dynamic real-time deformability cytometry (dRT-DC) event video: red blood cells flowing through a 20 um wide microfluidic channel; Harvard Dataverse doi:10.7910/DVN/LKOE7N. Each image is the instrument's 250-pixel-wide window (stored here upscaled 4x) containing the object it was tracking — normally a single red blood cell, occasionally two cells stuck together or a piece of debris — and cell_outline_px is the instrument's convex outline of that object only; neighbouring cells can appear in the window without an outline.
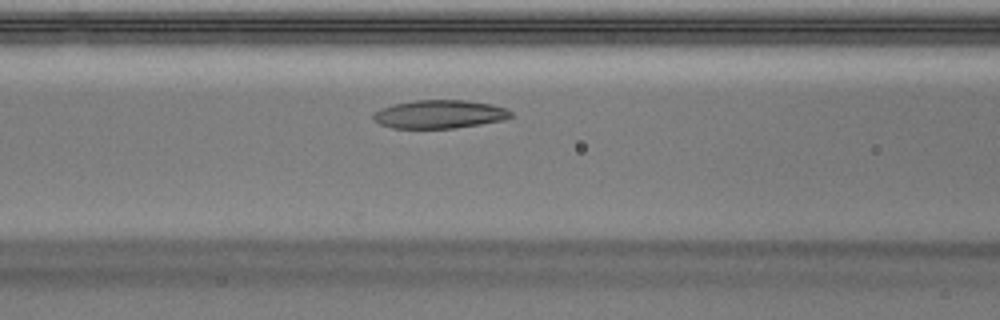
{"species": "Egyptian fruit bat (a non-hibernating species)", "species_latin": "Rousettus aegyptiacus", "temperature_condition": "warm", "stored_images_in_passage": 42, "camera_frame_rate_fps": 3000, "um_per_image_px": 0.085, "animal": {"sex": "male"}, "frame": {"image": 1, "passage_image": 13, "time_ms": 4.0, "image_size_px": [1000, 320], "cell_outline_px": [[512, 116], [504, 120], [456, 128], [392, 128], [380, 124], [372, 120], [372, 112], [380, 108], [392, 104], [416, 100], [468, 100], [492, 104], [504, 108], [512, 112]], "centroid_in_image_um": [37.31, 9.7], "position_along_channel_um": 129.3, "area_um2": 22.95}, "authors_computed_cell_mechanics": {"area_um2": 23.987, "velocity_mm_per_s": 3.9794, "shape_relaxation_time_tau1_ms": 7.5485, "shape_relaxation_time_tau2_ms": 4.4701, "deformation_change_tau1": 0.1911, "deformation_change_tau2": 0.1261}}